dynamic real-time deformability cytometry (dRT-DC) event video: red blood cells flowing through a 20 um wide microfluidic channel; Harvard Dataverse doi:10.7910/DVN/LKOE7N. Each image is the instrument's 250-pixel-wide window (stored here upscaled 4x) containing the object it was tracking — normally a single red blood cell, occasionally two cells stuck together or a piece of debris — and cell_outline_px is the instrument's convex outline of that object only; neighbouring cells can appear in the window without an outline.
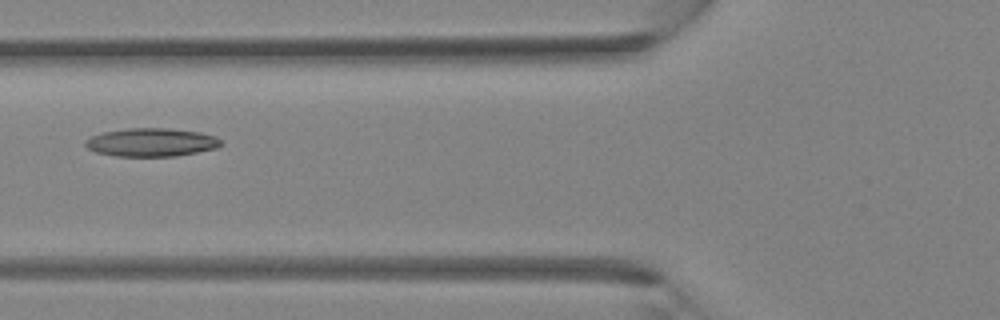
{"species": "Egyptian fruit bat (a non-hibernating species)", "species_latin": "Rousettus aegyptiacus", "temperature_condition": "room temperature", "stored_images_in_passage": 5, "camera_frame_rate_fps": 3000, "um_per_image_px": 0.085, "animal": {"sex": "female"}, "frame": {"image": 1, "passage_image": 5, "time_ms": 4.333, "image_size_px": [1000, 320], "cell_outline_px": [[224, 144], [216, 148], [176, 156], [116, 156], [96, 152], [88, 148], [84, 144], [84, 140], [92, 136], [104, 132], [128, 128], [168, 128], [200, 132], [216, 136]], "centroid_in_image_um": [12.88, 12.09], "position_along_channel_um": 112.9, "area_um2": 22.37}}